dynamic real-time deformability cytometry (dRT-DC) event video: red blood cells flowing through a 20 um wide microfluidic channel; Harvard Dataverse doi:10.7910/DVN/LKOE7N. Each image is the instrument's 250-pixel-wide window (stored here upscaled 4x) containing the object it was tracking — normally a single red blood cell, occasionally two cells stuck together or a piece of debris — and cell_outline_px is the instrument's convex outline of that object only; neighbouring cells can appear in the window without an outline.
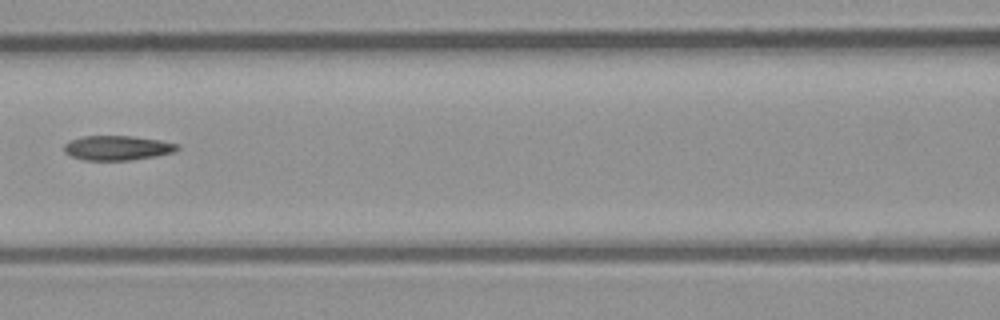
{"species": "common noctule bat (a hibernating species)", "species_latin": "Nyctalus noctula", "temperature_condition": "room temperature", "stored_images_in_passage": 4, "camera_frame_rate_fps": 3000, "um_per_image_px": 0.085, "animal": {"sex": "male", "body_mass_g": 23.1, "forearm_length_mm": 52.7}, "frame": {"image": 1, "passage_image": 3, "time_ms": 0.667, "image_size_px": [1000, 320], "cell_outline_px": [[180, 148], [172, 152], [156, 156], [132, 160], [84, 160], [72, 156], [64, 152], [64, 144], [68, 140], [84, 136], [132, 136], [160, 140], [180, 144]], "centroid_in_image_um": [9.97, 12.57], "position_along_channel_um": 156.6, "area_um2": 16.3}}
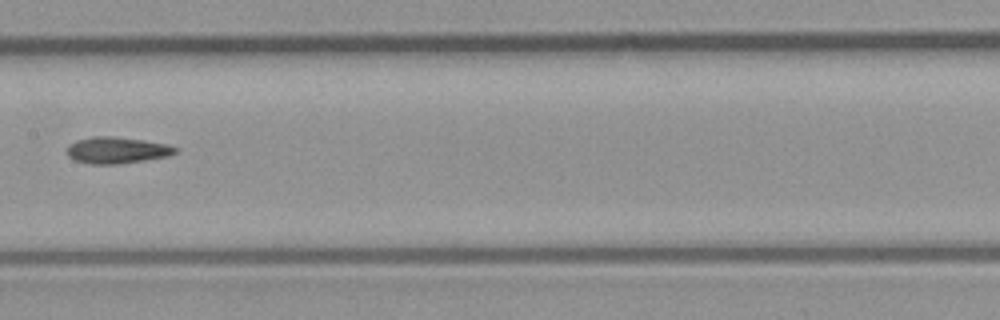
{"frame": {"image": 2, "passage_image": 4, "time_ms": 1.0, "image_size_px": [1000, 320], "cell_outline_px": [[180, 148], [176, 152], [168, 156], [144, 160], [116, 164], [88, 164], [76, 160], [68, 156], [68, 144], [76, 140], [92, 136], [112, 136], [144, 140], [168, 144]], "centroid_in_image_um": [9.94, 12.76], "position_along_channel_um": 197.5, "area_um2": 16.76}}